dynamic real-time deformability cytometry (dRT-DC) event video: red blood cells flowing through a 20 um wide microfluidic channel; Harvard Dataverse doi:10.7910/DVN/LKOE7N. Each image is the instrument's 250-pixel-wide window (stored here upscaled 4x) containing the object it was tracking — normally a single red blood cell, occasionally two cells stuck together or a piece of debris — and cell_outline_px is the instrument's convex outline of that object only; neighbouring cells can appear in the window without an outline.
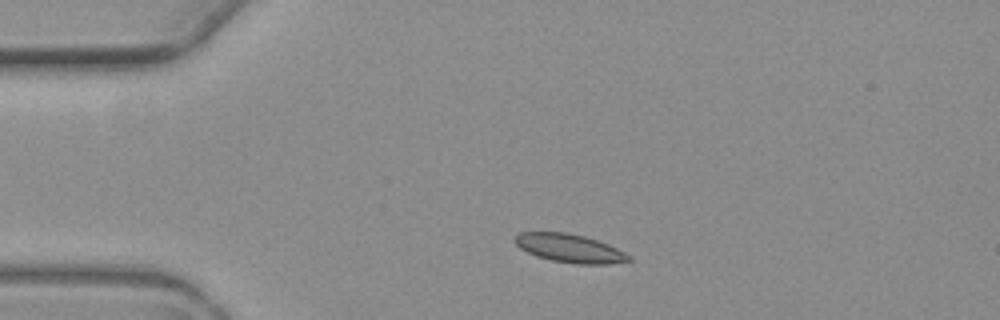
{"species": "common noctule bat (a hibernating species)", "species_latin": "Nyctalus noctula", "temperature_condition": "warm", "stored_images_in_passage": 2, "camera_frame_rate_fps": 3000, "um_per_image_px": 0.085, "animal": {"sex": "female", "body_mass_g": 19.3, "forearm_length_mm": 54.1}, "frame": {"image": 1, "passage_image": 1, "time_ms": 0.0, "image_size_px": [1000, 320], "cell_outline_px": [[632, 260], [608, 264], [576, 264], [552, 260], [536, 256], [520, 248], [512, 240], [520, 232], [568, 232], [584, 236], [608, 244], [632, 256]], "centroid_in_image_um": [48.42, 21.1], "position_along_channel_um": 36.6, "area_um2": 18.84}}